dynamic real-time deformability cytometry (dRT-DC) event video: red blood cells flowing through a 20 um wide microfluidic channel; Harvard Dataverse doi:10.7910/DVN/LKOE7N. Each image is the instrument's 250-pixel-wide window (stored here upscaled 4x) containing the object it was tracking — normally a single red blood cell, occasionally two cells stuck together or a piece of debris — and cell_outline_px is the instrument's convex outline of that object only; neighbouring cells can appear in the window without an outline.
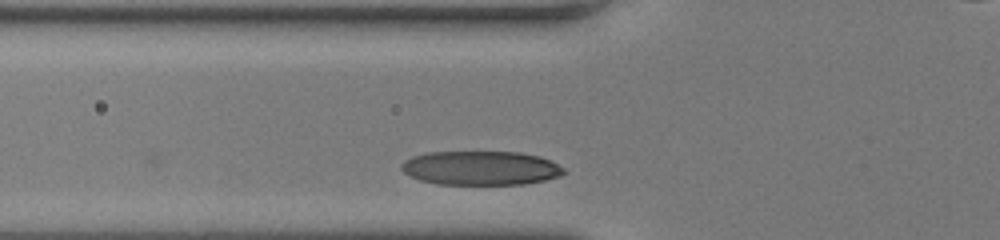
{"species": "human", "species_latin": "Homo sapiens", "temperature_condition": "room temperature", "stored_images_in_passage": 29, "camera_frame_rate_fps": 3000, "um_per_image_px": 0.085, "donor": {"sex": "female"}, "frame": {"image": 1, "passage_image": 4, "time_ms": 1.0, "image_size_px": [1000, 240], "cell_outline_px": [[568, 172], [560, 176], [544, 180], [524, 184], [436, 184], [420, 180], [404, 172], [400, 168], [400, 164], [404, 160], [412, 156], [424, 152], [520, 152], [540, 156], [564, 168]], "centroid_in_image_um": [40.85, 14.28], "position_along_channel_um": 85.0, "area_um2": 32.37}}
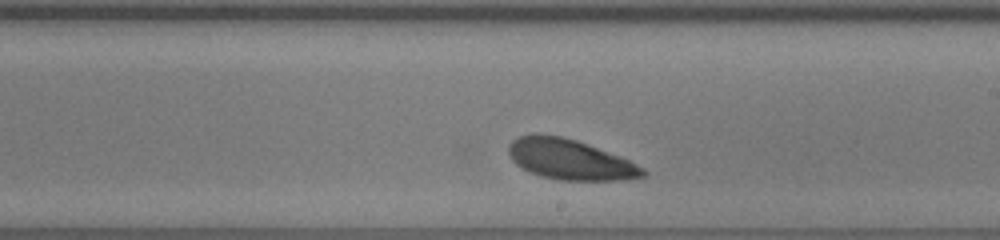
{"frame": {"image": 2, "passage_image": 17, "time_ms": 5.333, "image_size_px": [1000, 240], "cell_outline_px": [[648, 172], [644, 176], [624, 180], [560, 180], [540, 176], [528, 172], [516, 164], [512, 160], [508, 152], [508, 144], [516, 136], [532, 132], [536, 132], [560, 136], [576, 140], [620, 156], [644, 168]], "centroid_in_image_um": [48.39, 13.54], "position_along_channel_um": 240.6, "area_um2": 31.91}}
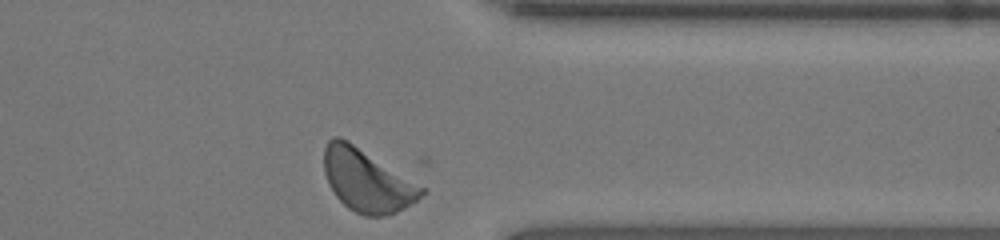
{"frame": {"image": 3, "passage_image": 29, "time_ms": 9.333, "image_size_px": [1000, 240], "cell_outline_px": [[428, 192], [404, 208], [388, 216], [364, 216], [348, 208], [336, 196], [328, 184], [324, 172], [324, 148], [328, 140], [332, 136], [340, 136], [348, 140], [424, 188]], "centroid_in_image_um": [31.16, 15.34], "position_along_channel_um": 380.2, "area_um2": 35.26}, "authors_computed_cell_mechanics": {"area_um2": 31.9056, "velocity_mm_per_s": 3.5955, "shape_relaxation_time_tau1_ms": 1.6324, "shape_relaxation_time_tau2_ms": null, "deformation_change_tau1": 0.1101, "deformation_change_tau2": null}}